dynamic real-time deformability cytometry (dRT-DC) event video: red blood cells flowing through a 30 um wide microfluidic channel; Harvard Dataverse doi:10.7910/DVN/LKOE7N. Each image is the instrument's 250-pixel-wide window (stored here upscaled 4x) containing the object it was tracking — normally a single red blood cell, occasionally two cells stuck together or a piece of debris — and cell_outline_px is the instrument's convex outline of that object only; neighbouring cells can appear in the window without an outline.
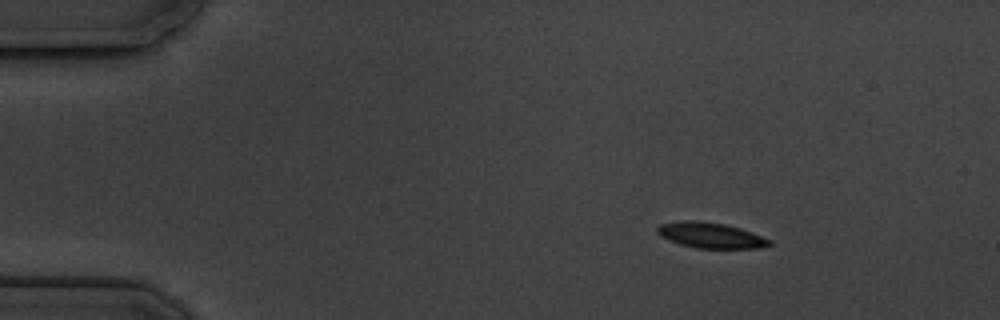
{"species": "common noctule bat (a hibernating species)", "species_latin": "Nyctalus noctula", "temperature_condition": "cold", "stored_images_in_passage": 6, "camera_frame_rate_fps": 3000, "um_per_image_px": 0.085, "animal": {"sex": "male", "body_mass_g": 19.5, "forearm_length_mm": 54.6}, "frame": {"image": 1, "passage_image": 2, "time_ms": 1.333, "image_size_px": [1000, 320], "cell_outline_px": [[772, 244], [764, 248], [696, 248], [680, 244], [668, 240], [660, 236], [656, 232], [656, 228], [660, 224], [684, 220], [700, 220], [724, 224], [740, 228], [772, 240]], "centroid_in_image_um": [60.4, 20.0], "position_along_channel_um": 24.6, "area_um2": 16.82}}
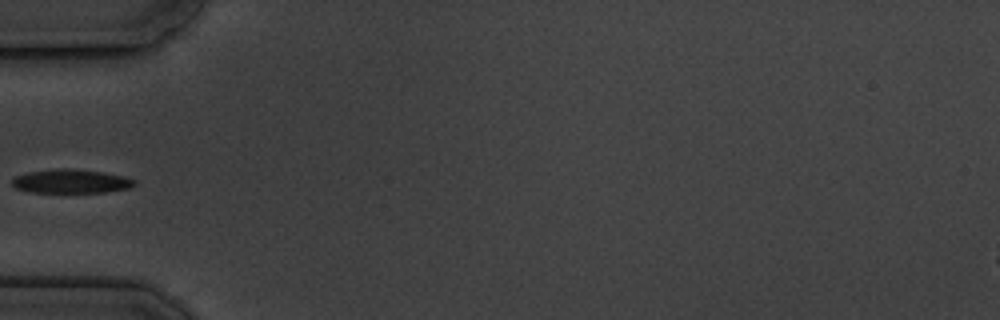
{"frame": {"image": 2, "passage_image": 5, "time_ms": 5.0, "image_size_px": [1000, 320], "cell_outline_px": [[136, 184], [128, 188], [104, 192], [28, 192], [16, 188], [12, 184], [12, 180], [16, 176], [28, 172], [60, 168], [72, 168], [104, 172], [124, 176], [136, 180]], "centroid_in_image_um": [6.05, 15.4], "position_along_channel_um": 79.0, "area_um2": 16.99}}